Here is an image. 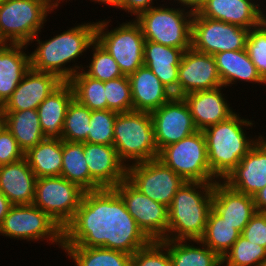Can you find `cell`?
<instances>
[{
    "instance_id": "obj_1",
    "label": "cell",
    "mask_w": 266,
    "mask_h": 266,
    "mask_svg": "<svg viewBox=\"0 0 266 266\" xmlns=\"http://www.w3.org/2000/svg\"><path fill=\"white\" fill-rule=\"evenodd\" d=\"M150 242L113 188L84 192L63 229V247H103L133 255Z\"/></svg>"
},
{
    "instance_id": "obj_2",
    "label": "cell",
    "mask_w": 266,
    "mask_h": 266,
    "mask_svg": "<svg viewBox=\"0 0 266 266\" xmlns=\"http://www.w3.org/2000/svg\"><path fill=\"white\" fill-rule=\"evenodd\" d=\"M38 34L31 40L37 47L30 53L31 69L39 72L54 73L63 82H68L76 73L83 70V65H76L81 57L96 40V22L77 24L67 31L40 41ZM74 62L73 66H67ZM78 69V70H77Z\"/></svg>"
},
{
    "instance_id": "obj_3",
    "label": "cell",
    "mask_w": 266,
    "mask_h": 266,
    "mask_svg": "<svg viewBox=\"0 0 266 266\" xmlns=\"http://www.w3.org/2000/svg\"><path fill=\"white\" fill-rule=\"evenodd\" d=\"M255 123L234 113L227 120L203 130L209 167L217 181H224L262 135L247 137V127Z\"/></svg>"
},
{
    "instance_id": "obj_4",
    "label": "cell",
    "mask_w": 266,
    "mask_h": 266,
    "mask_svg": "<svg viewBox=\"0 0 266 266\" xmlns=\"http://www.w3.org/2000/svg\"><path fill=\"white\" fill-rule=\"evenodd\" d=\"M214 183L186 182L168 207L165 240H200L212 209Z\"/></svg>"
},
{
    "instance_id": "obj_5",
    "label": "cell",
    "mask_w": 266,
    "mask_h": 266,
    "mask_svg": "<svg viewBox=\"0 0 266 266\" xmlns=\"http://www.w3.org/2000/svg\"><path fill=\"white\" fill-rule=\"evenodd\" d=\"M113 131V146L126 166L158 158L159 149L150 113H118Z\"/></svg>"
},
{
    "instance_id": "obj_6",
    "label": "cell",
    "mask_w": 266,
    "mask_h": 266,
    "mask_svg": "<svg viewBox=\"0 0 266 266\" xmlns=\"http://www.w3.org/2000/svg\"><path fill=\"white\" fill-rule=\"evenodd\" d=\"M181 7L155 5L133 18L140 25L145 41L184 51L190 49L194 12Z\"/></svg>"
},
{
    "instance_id": "obj_7",
    "label": "cell",
    "mask_w": 266,
    "mask_h": 266,
    "mask_svg": "<svg viewBox=\"0 0 266 266\" xmlns=\"http://www.w3.org/2000/svg\"><path fill=\"white\" fill-rule=\"evenodd\" d=\"M54 9L47 0H0V36L8 44L29 46Z\"/></svg>"
},
{
    "instance_id": "obj_8",
    "label": "cell",
    "mask_w": 266,
    "mask_h": 266,
    "mask_svg": "<svg viewBox=\"0 0 266 266\" xmlns=\"http://www.w3.org/2000/svg\"><path fill=\"white\" fill-rule=\"evenodd\" d=\"M110 21L105 19L96 22V41L117 62L122 74L129 76L144 65L143 32L134 19L109 31Z\"/></svg>"
},
{
    "instance_id": "obj_9",
    "label": "cell",
    "mask_w": 266,
    "mask_h": 266,
    "mask_svg": "<svg viewBox=\"0 0 266 266\" xmlns=\"http://www.w3.org/2000/svg\"><path fill=\"white\" fill-rule=\"evenodd\" d=\"M186 182L215 183L209 167L205 136L202 131L164 147L158 156Z\"/></svg>"
},
{
    "instance_id": "obj_10",
    "label": "cell",
    "mask_w": 266,
    "mask_h": 266,
    "mask_svg": "<svg viewBox=\"0 0 266 266\" xmlns=\"http://www.w3.org/2000/svg\"><path fill=\"white\" fill-rule=\"evenodd\" d=\"M84 192L62 176L37 178L33 205L63 230L78 210Z\"/></svg>"
},
{
    "instance_id": "obj_11",
    "label": "cell",
    "mask_w": 266,
    "mask_h": 266,
    "mask_svg": "<svg viewBox=\"0 0 266 266\" xmlns=\"http://www.w3.org/2000/svg\"><path fill=\"white\" fill-rule=\"evenodd\" d=\"M0 235L15 240H47L63 249V230L33 204L13 205L0 226Z\"/></svg>"
},
{
    "instance_id": "obj_12",
    "label": "cell",
    "mask_w": 266,
    "mask_h": 266,
    "mask_svg": "<svg viewBox=\"0 0 266 266\" xmlns=\"http://www.w3.org/2000/svg\"><path fill=\"white\" fill-rule=\"evenodd\" d=\"M249 31L250 29L202 17L194 12L191 48L210 55L223 51L242 50L246 48Z\"/></svg>"
},
{
    "instance_id": "obj_13",
    "label": "cell",
    "mask_w": 266,
    "mask_h": 266,
    "mask_svg": "<svg viewBox=\"0 0 266 266\" xmlns=\"http://www.w3.org/2000/svg\"><path fill=\"white\" fill-rule=\"evenodd\" d=\"M126 179L142 194L167 208L178 189L185 183L158 158L128 165Z\"/></svg>"
},
{
    "instance_id": "obj_14",
    "label": "cell",
    "mask_w": 266,
    "mask_h": 266,
    "mask_svg": "<svg viewBox=\"0 0 266 266\" xmlns=\"http://www.w3.org/2000/svg\"><path fill=\"white\" fill-rule=\"evenodd\" d=\"M122 198L129 214L151 241L165 240L168 208L138 191L127 179L113 188Z\"/></svg>"
},
{
    "instance_id": "obj_15",
    "label": "cell",
    "mask_w": 266,
    "mask_h": 266,
    "mask_svg": "<svg viewBox=\"0 0 266 266\" xmlns=\"http://www.w3.org/2000/svg\"><path fill=\"white\" fill-rule=\"evenodd\" d=\"M150 114L159 153L164 147L179 142L198 131L183 97L173 96Z\"/></svg>"
},
{
    "instance_id": "obj_16",
    "label": "cell",
    "mask_w": 266,
    "mask_h": 266,
    "mask_svg": "<svg viewBox=\"0 0 266 266\" xmlns=\"http://www.w3.org/2000/svg\"><path fill=\"white\" fill-rule=\"evenodd\" d=\"M221 86L223 85L213 55L192 48L184 52L178 68V97Z\"/></svg>"
},
{
    "instance_id": "obj_17",
    "label": "cell",
    "mask_w": 266,
    "mask_h": 266,
    "mask_svg": "<svg viewBox=\"0 0 266 266\" xmlns=\"http://www.w3.org/2000/svg\"><path fill=\"white\" fill-rule=\"evenodd\" d=\"M232 189L255 196L266 186V138L261 136L224 180Z\"/></svg>"
},
{
    "instance_id": "obj_18",
    "label": "cell",
    "mask_w": 266,
    "mask_h": 266,
    "mask_svg": "<svg viewBox=\"0 0 266 266\" xmlns=\"http://www.w3.org/2000/svg\"><path fill=\"white\" fill-rule=\"evenodd\" d=\"M62 83L63 81L54 73L30 69L1 107L2 111L37 110L38 106Z\"/></svg>"
},
{
    "instance_id": "obj_19",
    "label": "cell",
    "mask_w": 266,
    "mask_h": 266,
    "mask_svg": "<svg viewBox=\"0 0 266 266\" xmlns=\"http://www.w3.org/2000/svg\"><path fill=\"white\" fill-rule=\"evenodd\" d=\"M84 156L91 178L101 188H114L127 178V166L113 145L84 142Z\"/></svg>"
},
{
    "instance_id": "obj_20",
    "label": "cell",
    "mask_w": 266,
    "mask_h": 266,
    "mask_svg": "<svg viewBox=\"0 0 266 266\" xmlns=\"http://www.w3.org/2000/svg\"><path fill=\"white\" fill-rule=\"evenodd\" d=\"M212 209L240 233L257 212L253 196L232 189L224 181L214 183Z\"/></svg>"
},
{
    "instance_id": "obj_21",
    "label": "cell",
    "mask_w": 266,
    "mask_h": 266,
    "mask_svg": "<svg viewBox=\"0 0 266 266\" xmlns=\"http://www.w3.org/2000/svg\"><path fill=\"white\" fill-rule=\"evenodd\" d=\"M254 1V2H253ZM255 0H205L197 13L212 20L235 24L246 29L262 23V11Z\"/></svg>"
},
{
    "instance_id": "obj_22",
    "label": "cell",
    "mask_w": 266,
    "mask_h": 266,
    "mask_svg": "<svg viewBox=\"0 0 266 266\" xmlns=\"http://www.w3.org/2000/svg\"><path fill=\"white\" fill-rule=\"evenodd\" d=\"M223 88L224 86H221L183 96L197 130L203 131L212 125L227 120L235 113L228 100L224 98L226 96L221 91Z\"/></svg>"
},
{
    "instance_id": "obj_23",
    "label": "cell",
    "mask_w": 266,
    "mask_h": 266,
    "mask_svg": "<svg viewBox=\"0 0 266 266\" xmlns=\"http://www.w3.org/2000/svg\"><path fill=\"white\" fill-rule=\"evenodd\" d=\"M132 91L133 111L151 113L174 95L147 66L128 76Z\"/></svg>"
},
{
    "instance_id": "obj_24",
    "label": "cell",
    "mask_w": 266,
    "mask_h": 266,
    "mask_svg": "<svg viewBox=\"0 0 266 266\" xmlns=\"http://www.w3.org/2000/svg\"><path fill=\"white\" fill-rule=\"evenodd\" d=\"M36 175L25 158L0 166V192L13 205H32Z\"/></svg>"
},
{
    "instance_id": "obj_25",
    "label": "cell",
    "mask_w": 266,
    "mask_h": 266,
    "mask_svg": "<svg viewBox=\"0 0 266 266\" xmlns=\"http://www.w3.org/2000/svg\"><path fill=\"white\" fill-rule=\"evenodd\" d=\"M184 50L152 41L144 43V66L159 78L174 96L178 97V68Z\"/></svg>"
},
{
    "instance_id": "obj_26",
    "label": "cell",
    "mask_w": 266,
    "mask_h": 266,
    "mask_svg": "<svg viewBox=\"0 0 266 266\" xmlns=\"http://www.w3.org/2000/svg\"><path fill=\"white\" fill-rule=\"evenodd\" d=\"M26 47V44L7 43L0 48V107L11 97L31 69L30 54L26 53Z\"/></svg>"
},
{
    "instance_id": "obj_27",
    "label": "cell",
    "mask_w": 266,
    "mask_h": 266,
    "mask_svg": "<svg viewBox=\"0 0 266 266\" xmlns=\"http://www.w3.org/2000/svg\"><path fill=\"white\" fill-rule=\"evenodd\" d=\"M74 91L69 82H63L37 108L45 139H61L64 119Z\"/></svg>"
},
{
    "instance_id": "obj_28",
    "label": "cell",
    "mask_w": 266,
    "mask_h": 266,
    "mask_svg": "<svg viewBox=\"0 0 266 266\" xmlns=\"http://www.w3.org/2000/svg\"><path fill=\"white\" fill-rule=\"evenodd\" d=\"M222 85L232 87L240 81L254 84H265L266 82L258 74L255 65L249 58L246 49L237 51H223L213 55Z\"/></svg>"
},
{
    "instance_id": "obj_29",
    "label": "cell",
    "mask_w": 266,
    "mask_h": 266,
    "mask_svg": "<svg viewBox=\"0 0 266 266\" xmlns=\"http://www.w3.org/2000/svg\"><path fill=\"white\" fill-rule=\"evenodd\" d=\"M3 115L4 125L24 153L45 139L37 110L3 111Z\"/></svg>"
},
{
    "instance_id": "obj_30",
    "label": "cell",
    "mask_w": 266,
    "mask_h": 266,
    "mask_svg": "<svg viewBox=\"0 0 266 266\" xmlns=\"http://www.w3.org/2000/svg\"><path fill=\"white\" fill-rule=\"evenodd\" d=\"M61 176L78 185L85 192L102 189L90 176L84 156V142L62 140Z\"/></svg>"
},
{
    "instance_id": "obj_31",
    "label": "cell",
    "mask_w": 266,
    "mask_h": 266,
    "mask_svg": "<svg viewBox=\"0 0 266 266\" xmlns=\"http://www.w3.org/2000/svg\"><path fill=\"white\" fill-rule=\"evenodd\" d=\"M161 242L168 249L172 266H219L222 260L200 240H189L191 243L188 240H161ZM192 242L199 246H194Z\"/></svg>"
},
{
    "instance_id": "obj_32",
    "label": "cell",
    "mask_w": 266,
    "mask_h": 266,
    "mask_svg": "<svg viewBox=\"0 0 266 266\" xmlns=\"http://www.w3.org/2000/svg\"><path fill=\"white\" fill-rule=\"evenodd\" d=\"M37 178L61 176L62 139H44L24 153Z\"/></svg>"
},
{
    "instance_id": "obj_33",
    "label": "cell",
    "mask_w": 266,
    "mask_h": 266,
    "mask_svg": "<svg viewBox=\"0 0 266 266\" xmlns=\"http://www.w3.org/2000/svg\"><path fill=\"white\" fill-rule=\"evenodd\" d=\"M74 266H131L132 255L103 247H63Z\"/></svg>"
},
{
    "instance_id": "obj_34",
    "label": "cell",
    "mask_w": 266,
    "mask_h": 266,
    "mask_svg": "<svg viewBox=\"0 0 266 266\" xmlns=\"http://www.w3.org/2000/svg\"><path fill=\"white\" fill-rule=\"evenodd\" d=\"M241 233L210 210L206 229L200 241L221 258L232 248Z\"/></svg>"
},
{
    "instance_id": "obj_35",
    "label": "cell",
    "mask_w": 266,
    "mask_h": 266,
    "mask_svg": "<svg viewBox=\"0 0 266 266\" xmlns=\"http://www.w3.org/2000/svg\"><path fill=\"white\" fill-rule=\"evenodd\" d=\"M73 88L74 98L92 110H106L104 82L88 76L84 70L76 73L69 81Z\"/></svg>"
},
{
    "instance_id": "obj_36",
    "label": "cell",
    "mask_w": 266,
    "mask_h": 266,
    "mask_svg": "<svg viewBox=\"0 0 266 266\" xmlns=\"http://www.w3.org/2000/svg\"><path fill=\"white\" fill-rule=\"evenodd\" d=\"M90 118L91 110L74 98L67 108L61 139L67 142H85L89 133Z\"/></svg>"
},
{
    "instance_id": "obj_37",
    "label": "cell",
    "mask_w": 266,
    "mask_h": 266,
    "mask_svg": "<svg viewBox=\"0 0 266 266\" xmlns=\"http://www.w3.org/2000/svg\"><path fill=\"white\" fill-rule=\"evenodd\" d=\"M222 260L230 266H266V249L240 235Z\"/></svg>"
},
{
    "instance_id": "obj_38",
    "label": "cell",
    "mask_w": 266,
    "mask_h": 266,
    "mask_svg": "<svg viewBox=\"0 0 266 266\" xmlns=\"http://www.w3.org/2000/svg\"><path fill=\"white\" fill-rule=\"evenodd\" d=\"M90 49L93 52L91 62L83 69L88 76L102 82L124 76L117 62L96 40L91 44Z\"/></svg>"
},
{
    "instance_id": "obj_39",
    "label": "cell",
    "mask_w": 266,
    "mask_h": 266,
    "mask_svg": "<svg viewBox=\"0 0 266 266\" xmlns=\"http://www.w3.org/2000/svg\"><path fill=\"white\" fill-rule=\"evenodd\" d=\"M116 112L111 110H92L89 133L85 142L92 144L113 145Z\"/></svg>"
},
{
    "instance_id": "obj_40",
    "label": "cell",
    "mask_w": 266,
    "mask_h": 266,
    "mask_svg": "<svg viewBox=\"0 0 266 266\" xmlns=\"http://www.w3.org/2000/svg\"><path fill=\"white\" fill-rule=\"evenodd\" d=\"M107 109L116 113L133 111L132 91L128 76L104 82Z\"/></svg>"
},
{
    "instance_id": "obj_41",
    "label": "cell",
    "mask_w": 266,
    "mask_h": 266,
    "mask_svg": "<svg viewBox=\"0 0 266 266\" xmlns=\"http://www.w3.org/2000/svg\"><path fill=\"white\" fill-rule=\"evenodd\" d=\"M245 49L258 74L266 82V26L263 23L250 29Z\"/></svg>"
},
{
    "instance_id": "obj_42",
    "label": "cell",
    "mask_w": 266,
    "mask_h": 266,
    "mask_svg": "<svg viewBox=\"0 0 266 266\" xmlns=\"http://www.w3.org/2000/svg\"><path fill=\"white\" fill-rule=\"evenodd\" d=\"M131 266H172L167 247L161 241H151L133 255Z\"/></svg>"
},
{
    "instance_id": "obj_43",
    "label": "cell",
    "mask_w": 266,
    "mask_h": 266,
    "mask_svg": "<svg viewBox=\"0 0 266 266\" xmlns=\"http://www.w3.org/2000/svg\"><path fill=\"white\" fill-rule=\"evenodd\" d=\"M24 158V152L5 125L0 129V166L17 162Z\"/></svg>"
},
{
    "instance_id": "obj_44",
    "label": "cell",
    "mask_w": 266,
    "mask_h": 266,
    "mask_svg": "<svg viewBox=\"0 0 266 266\" xmlns=\"http://www.w3.org/2000/svg\"><path fill=\"white\" fill-rule=\"evenodd\" d=\"M241 235L249 242L258 244L266 249V213L256 212L243 229Z\"/></svg>"
},
{
    "instance_id": "obj_45",
    "label": "cell",
    "mask_w": 266,
    "mask_h": 266,
    "mask_svg": "<svg viewBox=\"0 0 266 266\" xmlns=\"http://www.w3.org/2000/svg\"><path fill=\"white\" fill-rule=\"evenodd\" d=\"M156 1V0H154ZM153 0H122V10L130 12L131 16L135 18L143 11L149 10L154 7Z\"/></svg>"
},
{
    "instance_id": "obj_46",
    "label": "cell",
    "mask_w": 266,
    "mask_h": 266,
    "mask_svg": "<svg viewBox=\"0 0 266 266\" xmlns=\"http://www.w3.org/2000/svg\"><path fill=\"white\" fill-rule=\"evenodd\" d=\"M253 198L256 211L266 213V186L261 189Z\"/></svg>"
},
{
    "instance_id": "obj_47",
    "label": "cell",
    "mask_w": 266,
    "mask_h": 266,
    "mask_svg": "<svg viewBox=\"0 0 266 266\" xmlns=\"http://www.w3.org/2000/svg\"><path fill=\"white\" fill-rule=\"evenodd\" d=\"M175 3L180 6H183L186 9L191 10L192 12H197L200 7L205 3V0H173Z\"/></svg>"
},
{
    "instance_id": "obj_48",
    "label": "cell",
    "mask_w": 266,
    "mask_h": 266,
    "mask_svg": "<svg viewBox=\"0 0 266 266\" xmlns=\"http://www.w3.org/2000/svg\"><path fill=\"white\" fill-rule=\"evenodd\" d=\"M13 204L0 192V226Z\"/></svg>"
},
{
    "instance_id": "obj_49",
    "label": "cell",
    "mask_w": 266,
    "mask_h": 266,
    "mask_svg": "<svg viewBox=\"0 0 266 266\" xmlns=\"http://www.w3.org/2000/svg\"><path fill=\"white\" fill-rule=\"evenodd\" d=\"M92 2H98L99 4L104 3L105 5H111V7H115L116 9H122V0H90Z\"/></svg>"
},
{
    "instance_id": "obj_50",
    "label": "cell",
    "mask_w": 266,
    "mask_h": 266,
    "mask_svg": "<svg viewBox=\"0 0 266 266\" xmlns=\"http://www.w3.org/2000/svg\"><path fill=\"white\" fill-rule=\"evenodd\" d=\"M53 7L58 8L59 4L64 2L63 0H47Z\"/></svg>"
},
{
    "instance_id": "obj_51",
    "label": "cell",
    "mask_w": 266,
    "mask_h": 266,
    "mask_svg": "<svg viewBox=\"0 0 266 266\" xmlns=\"http://www.w3.org/2000/svg\"><path fill=\"white\" fill-rule=\"evenodd\" d=\"M3 125H4V115L2 108L0 107V129L2 128Z\"/></svg>"
},
{
    "instance_id": "obj_52",
    "label": "cell",
    "mask_w": 266,
    "mask_h": 266,
    "mask_svg": "<svg viewBox=\"0 0 266 266\" xmlns=\"http://www.w3.org/2000/svg\"><path fill=\"white\" fill-rule=\"evenodd\" d=\"M262 12H264L262 13V23L266 26V13L264 10Z\"/></svg>"
},
{
    "instance_id": "obj_53",
    "label": "cell",
    "mask_w": 266,
    "mask_h": 266,
    "mask_svg": "<svg viewBox=\"0 0 266 266\" xmlns=\"http://www.w3.org/2000/svg\"><path fill=\"white\" fill-rule=\"evenodd\" d=\"M7 43L4 41V39L0 36V48L4 47Z\"/></svg>"
},
{
    "instance_id": "obj_54",
    "label": "cell",
    "mask_w": 266,
    "mask_h": 266,
    "mask_svg": "<svg viewBox=\"0 0 266 266\" xmlns=\"http://www.w3.org/2000/svg\"><path fill=\"white\" fill-rule=\"evenodd\" d=\"M219 266H230V265L226 264L223 260H221Z\"/></svg>"
}]
</instances>
